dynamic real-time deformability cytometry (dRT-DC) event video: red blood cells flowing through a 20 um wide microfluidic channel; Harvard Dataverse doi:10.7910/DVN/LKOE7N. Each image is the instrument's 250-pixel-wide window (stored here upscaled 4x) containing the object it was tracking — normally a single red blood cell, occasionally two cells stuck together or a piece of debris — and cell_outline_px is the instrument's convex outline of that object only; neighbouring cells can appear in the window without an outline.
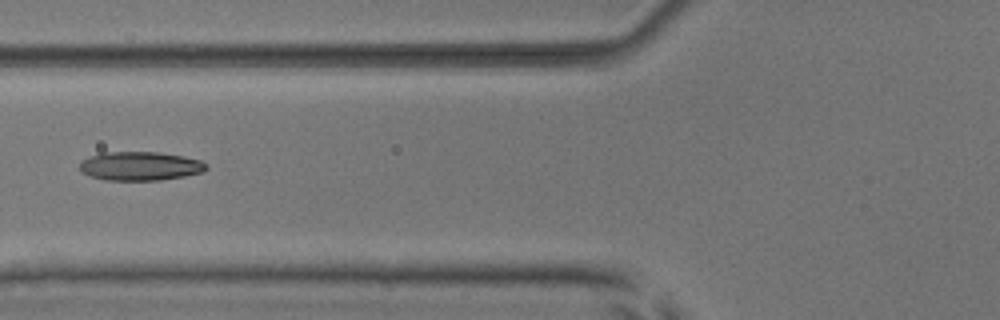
{"species": "common noctule bat (a hibernating species)", "species_latin": "Nyctalus noctula", "temperature_condition": "room temperature", "stored_images_in_passage": 2, "camera_frame_rate_fps": 3000, "um_per_image_px": 0.085, "animal": {"sex": "male", "body_mass_g": 17.9, "forearm_length_mm": 54.2}, "frame": {"image": 1, "passage_image": 2, "time_ms": 0.333, "image_size_px": [1000, 320], "cell_outline_px": [[208, 168], [200, 172], [184, 176], [160, 180], [104, 180], [80, 172], [80, 160], [100, 152], [156, 152], [184, 156], [200, 160], [208, 164]], "centroid_in_image_um": [11.89, 14.11], "position_along_channel_um": 113.9, "area_um2": 21.33}}